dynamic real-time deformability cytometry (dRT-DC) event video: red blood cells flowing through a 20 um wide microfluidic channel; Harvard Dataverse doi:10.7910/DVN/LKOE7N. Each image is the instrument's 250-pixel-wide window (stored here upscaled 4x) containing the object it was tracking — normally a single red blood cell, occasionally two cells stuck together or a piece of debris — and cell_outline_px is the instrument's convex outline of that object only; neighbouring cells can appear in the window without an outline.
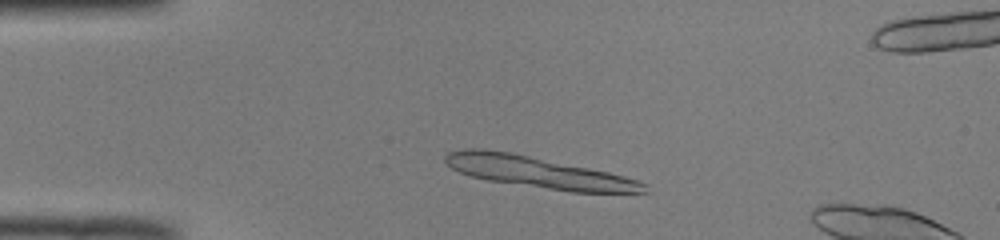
{"species": "common noctule bat (a hibernating species)", "species_latin": "Nyctalus noctula", "temperature_condition": "room temperature", "stored_images_in_passage": 9, "camera_frame_rate_fps": 3000, "um_per_image_px": 0.085, "animal": {"sex": "male", "body_mass_g": 19.0, "forearm_length_mm": 50.8}, "frame": {"image": 1, "passage_image": 4, "time_ms": 1.0, "image_size_px": [1000, 240], "cell_outline_px": [[632, 192], [584, 192], [556, 188], [504, 180], [552, 168], [576, 168], [600, 172], [616, 176], [628, 180]], "centroid_in_image_um": [48.95, 15.34], "position_along_channel_um": 36.1, "area_um2": 14.28}}